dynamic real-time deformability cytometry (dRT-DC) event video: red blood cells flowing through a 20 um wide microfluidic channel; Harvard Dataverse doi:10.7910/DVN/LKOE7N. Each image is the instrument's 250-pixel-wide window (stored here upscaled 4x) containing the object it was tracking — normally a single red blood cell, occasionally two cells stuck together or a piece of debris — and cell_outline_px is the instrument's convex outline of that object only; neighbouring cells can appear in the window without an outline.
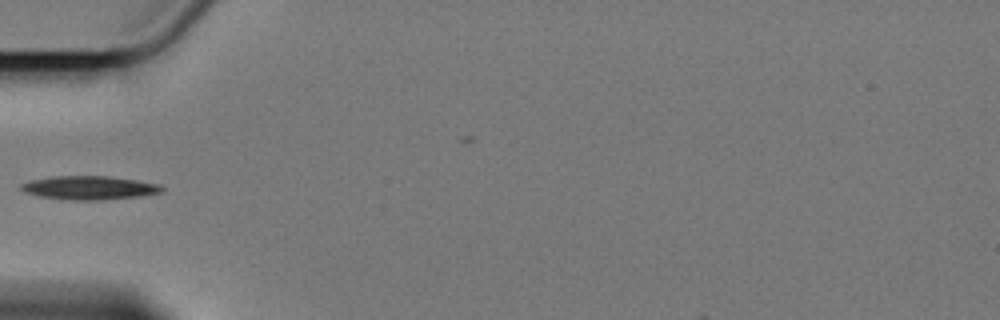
{"species": "Egyptian fruit bat (a non-hibernating species)", "species_latin": "Rousettus aegyptiacus", "temperature_condition": "cold", "stored_images_in_passage": 41, "camera_frame_rate_fps": 3000, "um_per_image_px": 0.085, "animal": {"sex": "female"}, "frame": {"image": 1, "passage_image": 1, "time_ms": 0.0, "image_size_px": [1000, 320], "cell_outline_px": [[164, 188], [160, 192], [140, 196], [104, 200], [72, 200], [40, 196], [24, 192], [20, 188], [20, 184], [32, 180], [52, 176], [108, 176], [136, 180], [156, 184]], "centroid_in_image_um": [7.56, 15.96], "position_along_channel_um": 77.4, "area_um2": 19.19}}
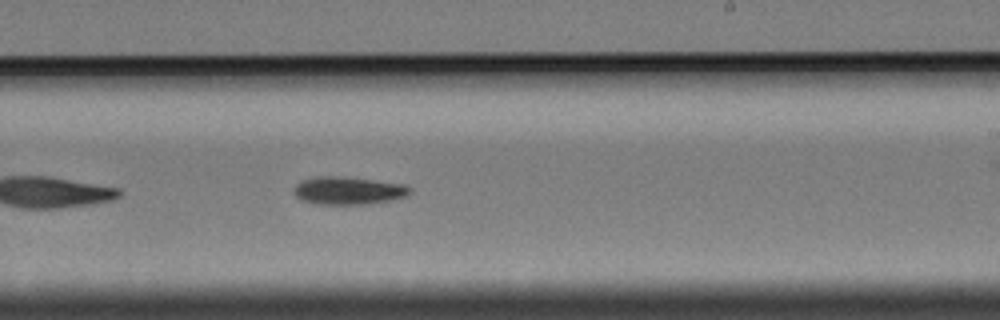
{"frame": {"image": 2, "passage_image": 17, "time_ms": 5.333, "image_size_px": [1000, 320], "cell_outline_px": [[412, 192], [404, 196], [392, 200], [364, 204], [316, 204], [300, 200], [296, 196], [296, 184], [300, 180], [316, 176], [332, 176], [372, 180], [404, 184], [412, 188]], "centroid_in_image_um": [29.6, 16.2], "position_along_channel_um": 259.4, "area_um2": 18.61}}
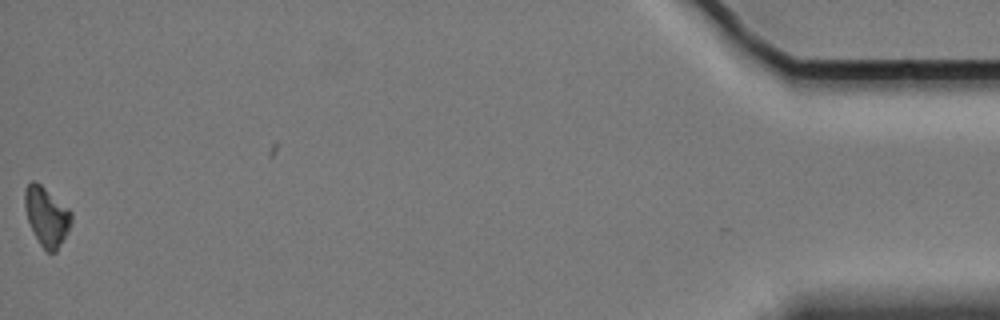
{"frame": {"image": 3, "passage_image": 40, "time_ms": 13.0, "image_size_px": [1000, 320], "cell_outline_px": [[72, 220], [56, 252], [48, 252], [40, 244], [28, 220], [24, 208], [24, 192], [28, 184], [32, 180], [40, 184], [68, 208], [72, 212]], "centroid_in_image_um": [3.94, 18.37], "position_along_channel_um": 431.3, "area_um2": 15.55}}